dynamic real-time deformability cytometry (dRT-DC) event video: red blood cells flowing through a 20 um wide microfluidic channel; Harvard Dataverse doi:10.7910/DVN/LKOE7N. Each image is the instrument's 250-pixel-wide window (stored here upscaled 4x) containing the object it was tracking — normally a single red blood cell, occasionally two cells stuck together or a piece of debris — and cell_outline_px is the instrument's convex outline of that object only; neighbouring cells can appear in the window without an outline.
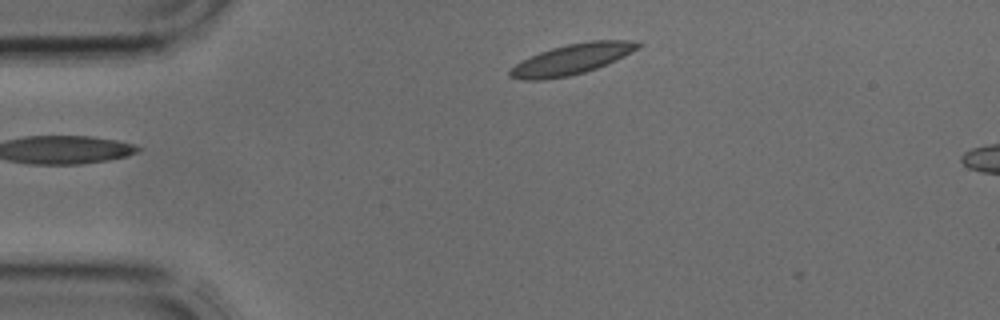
{"species": "common noctule bat (a hibernating species)", "species_latin": "Nyctalus noctula", "temperature_condition": "cold", "stored_images_in_passage": 5, "camera_frame_rate_fps": 3000, "um_per_image_px": 0.085, "animal": {"sex": "male", "body_mass_g": 17.9, "forearm_length_mm": 54.2}, "frame": {"image": 1, "passage_image": 2, "time_ms": 0.333, "image_size_px": [1000, 320], "cell_outline_px": [[644, 44], [624, 56], [608, 64], [584, 72], [568, 76], [544, 80], [524, 80], [508, 76], [508, 72], [516, 64], [540, 52], [552, 48], [568, 44], [588, 40], [628, 40]], "centroid_in_image_um": [48.62, 5.03], "position_along_channel_um": 36.4, "area_um2": 22.48}}